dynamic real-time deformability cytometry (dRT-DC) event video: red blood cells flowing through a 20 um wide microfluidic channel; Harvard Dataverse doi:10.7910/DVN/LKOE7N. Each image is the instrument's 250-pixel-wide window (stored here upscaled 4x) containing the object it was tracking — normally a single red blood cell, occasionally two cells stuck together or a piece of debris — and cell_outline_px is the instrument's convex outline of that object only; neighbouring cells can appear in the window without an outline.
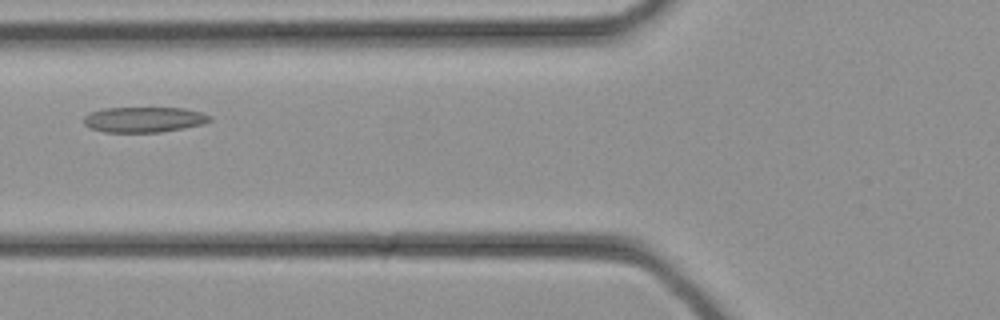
{"species": "common noctule bat (a hibernating species)", "species_latin": "Nyctalus noctula", "temperature_condition": "cold", "stored_images_in_passage": 25, "camera_frame_rate_fps": 3000, "um_per_image_px": 0.085, "animal": {"sex": "female", "body_mass_g": 21.9}, "frame": {"image": 1, "passage_image": 6, "time_ms": 1.667, "image_size_px": [1000, 320], "cell_outline_px": [[212, 120], [204, 124], [184, 128], [160, 132], [104, 132], [92, 128], [84, 124], [84, 116], [88, 112], [104, 108], [184, 108], [200, 112], [212, 116]], "centroid_in_image_um": [12.25, 10.16], "position_along_channel_um": 113.6, "area_um2": 18.73}}
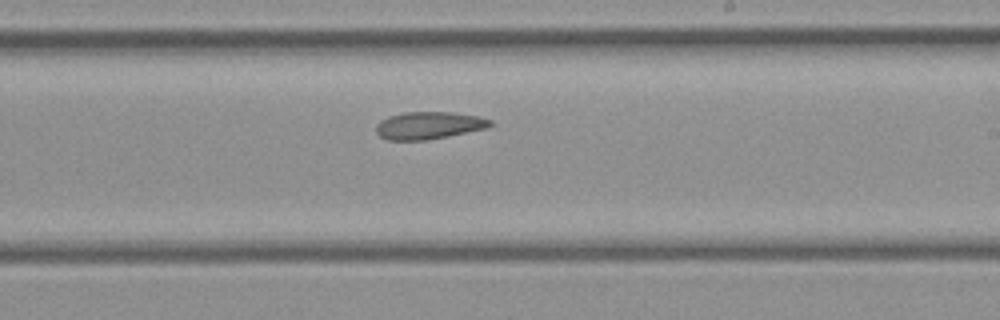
{"frame": {"image": 2, "passage_image": 13, "time_ms": 4.0, "image_size_px": [1000, 320], "cell_outline_px": [[492, 124], [488, 128], [428, 140], [384, 140], [376, 132], [376, 124], [380, 120], [388, 116], [404, 112], [452, 112], [480, 116], [492, 120]], "centroid_in_image_um": [36.44, 10.66], "position_along_channel_um": 252.6, "area_um2": 18.44}}
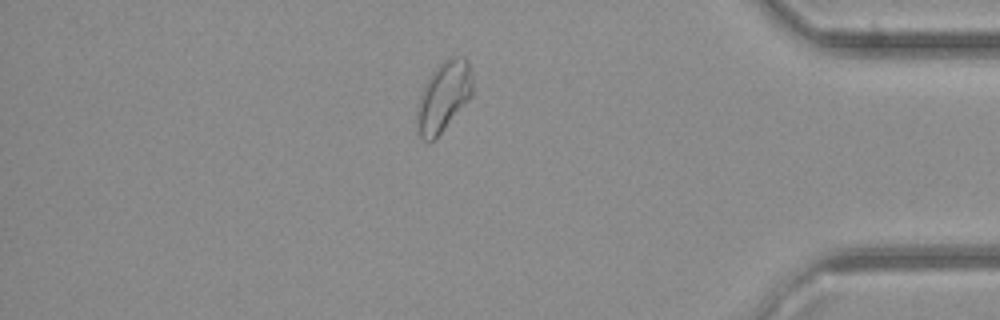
{"frame": {"image": 3, "passage_image": 22, "time_ms": 7.0, "image_size_px": [1000, 320], "cell_outline_px": [[472, 96], [440, 132], [428, 144], [420, 136], [416, 128], [416, 108], [420, 96], [428, 76], [444, 60], [456, 56], [464, 56], [468, 60], [472, 76]], "centroid_in_image_um": [37.68, 8.2], "position_along_channel_um": 397.5, "area_um2": 22.54}}